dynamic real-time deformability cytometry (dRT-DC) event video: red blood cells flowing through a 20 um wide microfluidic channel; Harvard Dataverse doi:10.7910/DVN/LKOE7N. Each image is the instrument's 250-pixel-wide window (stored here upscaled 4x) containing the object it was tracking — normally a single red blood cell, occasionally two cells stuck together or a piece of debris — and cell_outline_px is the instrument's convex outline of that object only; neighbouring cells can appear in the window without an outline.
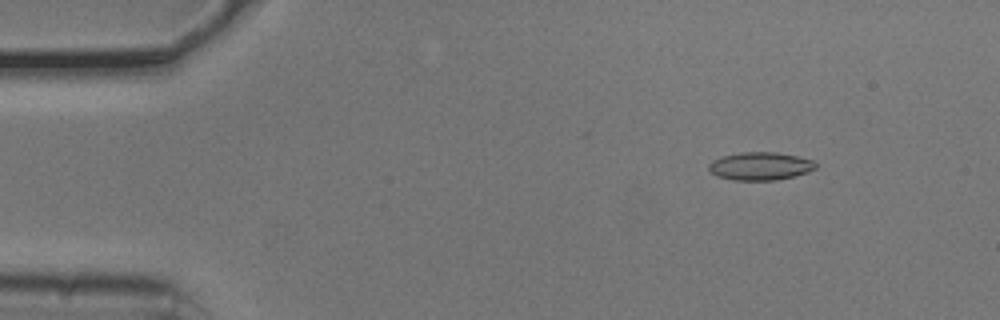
{"species": "common noctule bat (a hibernating species)", "species_latin": "Nyctalus noctula", "temperature_condition": "cold", "stored_images_in_passage": 42, "camera_frame_rate_fps": 3000, "um_per_image_px": 0.085, "animal": {"sex": "male", "body_mass_g": 20.5, "forearm_length_mm": 52.5}, "frame": {"image": 1, "passage_image": 4, "time_ms": 1.0, "image_size_px": [1000, 320], "cell_outline_px": [[816, 168], [808, 172], [796, 176], [776, 180], [732, 180], [716, 176], [708, 168], [708, 164], [712, 160], [720, 156], [740, 152], [776, 152], [816, 160]], "centroid_in_image_um": [64.62, 14.12], "position_along_channel_um": 20.4, "area_um2": 17.69}}
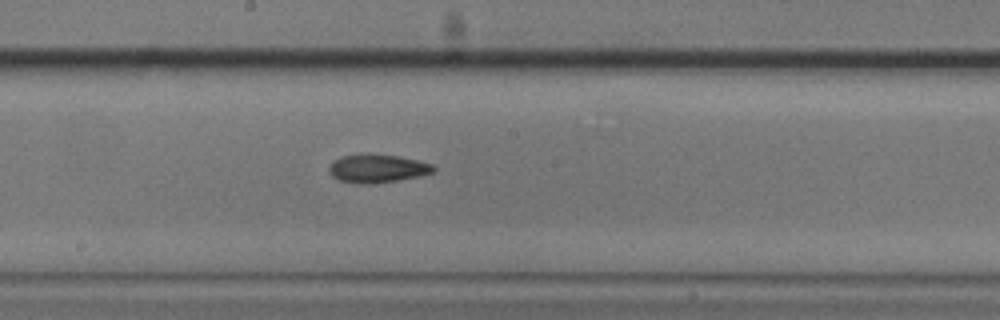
{"frame": {"image": 2, "passage_image": 26, "time_ms": 8.333, "image_size_px": [1000, 320], "cell_outline_px": [[436, 168], [432, 172], [420, 176], [372, 184], [360, 184], [340, 180], [332, 176], [328, 172], [328, 168], [340, 156], [396, 156], [416, 160], [432, 164]], "centroid_in_image_um": [32.08, 14.36], "position_along_channel_um": 216.1, "area_um2": 16.47}}
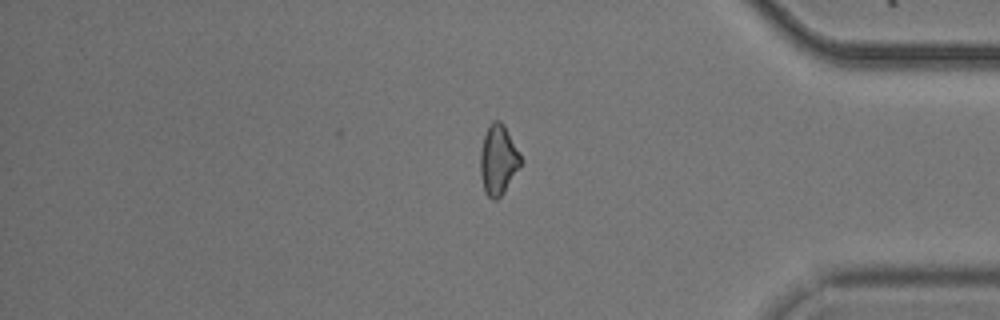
{"frame": {"image": 3, "passage_image": 42, "time_ms": 13.667, "image_size_px": [1000, 320], "cell_outline_px": [[524, 160], [504, 192], [496, 200], [492, 200], [484, 192], [480, 172], [480, 152], [484, 136], [492, 120], [500, 120], [504, 124]], "centroid_in_image_um": [42.36, 13.59], "position_along_channel_um": 392.8, "area_um2": 16.59}, "authors_computed_cell_mechanics": {"area_um2": 17.0799, "velocity_mm_per_s": 3.7668, "shape_relaxation_time_tau1_ms": 3.8794, "shape_relaxation_time_tau2_ms": 10.5844, "deformation_change_tau1": 0.1016, "deformation_change_tau2": 0.209}}